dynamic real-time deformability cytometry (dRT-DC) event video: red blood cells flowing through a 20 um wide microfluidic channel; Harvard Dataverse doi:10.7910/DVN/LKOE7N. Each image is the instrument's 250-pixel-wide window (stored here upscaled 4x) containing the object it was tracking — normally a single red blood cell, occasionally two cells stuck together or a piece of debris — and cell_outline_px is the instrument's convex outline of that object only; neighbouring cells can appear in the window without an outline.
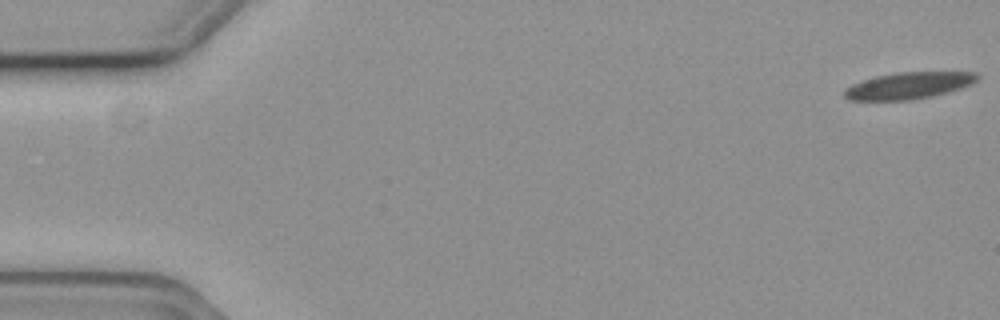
{"species": "common noctule bat (a hibernating species)", "species_latin": "Nyctalus noctula", "temperature_condition": "cold", "stored_images_in_passage": 57, "camera_frame_rate_fps": 3000, "um_per_image_px": 0.085, "animal": {"sex": "female", "body_mass_g": 19.3, "forearm_length_mm": 54.1}, "frame": {"image": 1, "passage_image": 1, "time_ms": 0.0, "image_size_px": [1000, 320], "cell_outline_px": [[980, 76], [972, 84], [960, 88], [932, 96], [908, 100], [848, 100], [844, 96], [844, 88], [852, 84], [876, 76], [896, 72], [976, 72]], "centroid_in_image_um": [77.22, 7.27], "position_along_channel_um": 7.8, "area_um2": 20.58}}
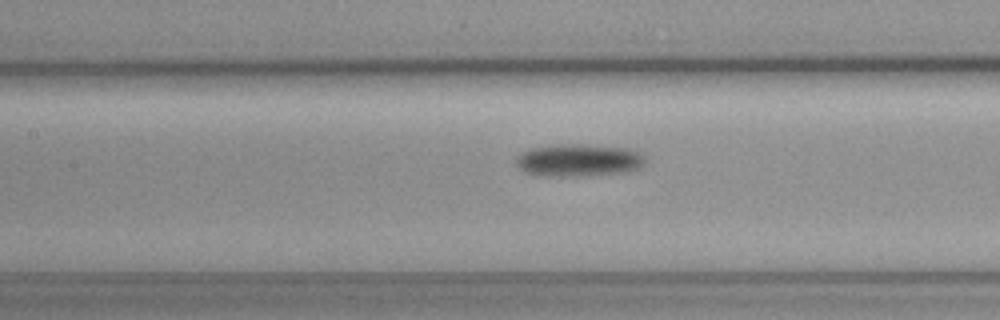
{"frame": {"image": 2, "passage_image": 26, "time_ms": 8.333, "image_size_px": [1000, 320], "cell_outline_px": [[648, 160], [640, 168], [624, 172], [576, 176], [536, 176], [524, 172], [516, 164], [516, 156], [520, 152], [528, 148], [552, 144], [588, 144], [628, 148], [640, 152]], "centroid_in_image_um": [49.15, 13.6], "position_along_channel_um": 158.2, "area_um2": 25.03}}
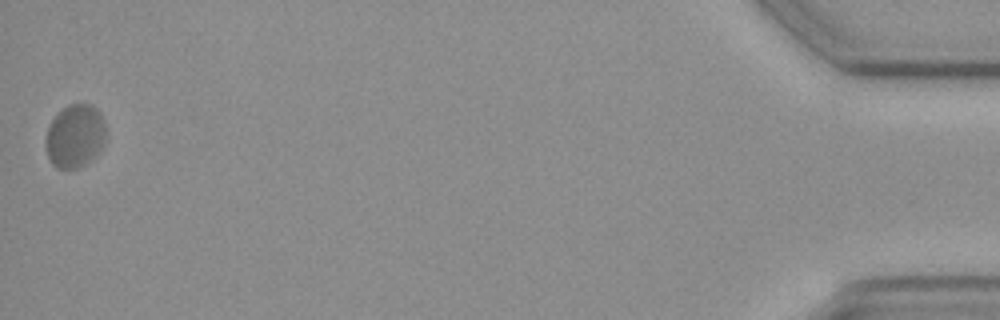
{"frame": {"image": 3, "passage_image": 57, "time_ms": 18.667, "image_size_px": [1000, 320], "cell_outline_px": [[104, 144], [80, 168], [56, 168], [52, 164], [48, 156], [44, 140], [48, 124], [68, 104], [88, 104], [96, 108], [100, 112], [104, 120]], "centroid_in_image_um": [6.34, 11.55], "position_along_channel_um": 428.9, "area_um2": 21.91}, "authors_computed_cell_mechanics": {"area_um2": 22.0796, "velocity_mm_per_s": 3.6168, "shape_relaxation_time_tau1_ms": 11.106, "shape_relaxation_time_tau2_ms": null, "deformation_change_tau1": 0.1357, "deformation_change_tau2": null}}